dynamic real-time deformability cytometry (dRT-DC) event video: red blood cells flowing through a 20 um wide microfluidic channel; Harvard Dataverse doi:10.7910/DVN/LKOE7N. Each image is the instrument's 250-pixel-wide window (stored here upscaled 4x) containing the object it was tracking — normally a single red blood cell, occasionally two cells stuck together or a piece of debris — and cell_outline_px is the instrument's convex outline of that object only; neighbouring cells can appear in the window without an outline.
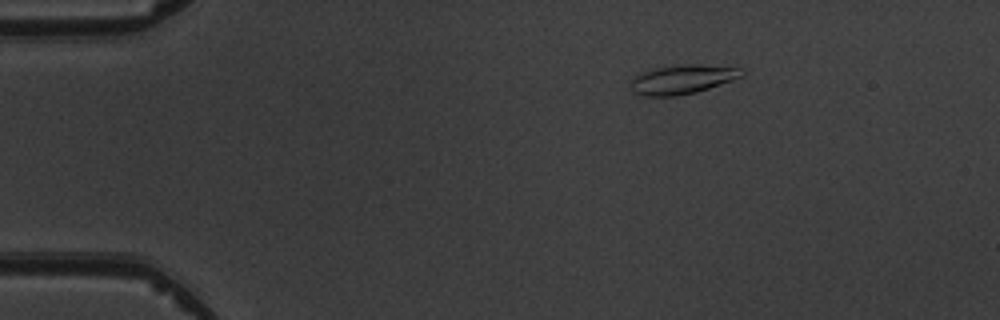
{"species": "common noctule bat (a hibernating species)", "species_latin": "Nyctalus noctula", "temperature_condition": "warm", "stored_images_in_passage": 2, "camera_frame_rate_fps": 3000, "um_per_image_px": 0.085, "animal": {"sex": "male", "body_mass_g": 19.5, "forearm_length_mm": 54.6}, "frame": {"image": 1, "passage_image": 1, "time_ms": 0.0, "image_size_px": [1000, 320], "cell_outline_px": [[744, 76], [696, 92], [676, 96], [644, 96], [632, 92], [632, 76], [640, 72], [652, 68], [688, 64], [692, 64], [740, 68], [744, 72]], "centroid_in_image_um": [57.95, 6.75], "position_along_channel_um": 27.0, "area_um2": 18.79}}